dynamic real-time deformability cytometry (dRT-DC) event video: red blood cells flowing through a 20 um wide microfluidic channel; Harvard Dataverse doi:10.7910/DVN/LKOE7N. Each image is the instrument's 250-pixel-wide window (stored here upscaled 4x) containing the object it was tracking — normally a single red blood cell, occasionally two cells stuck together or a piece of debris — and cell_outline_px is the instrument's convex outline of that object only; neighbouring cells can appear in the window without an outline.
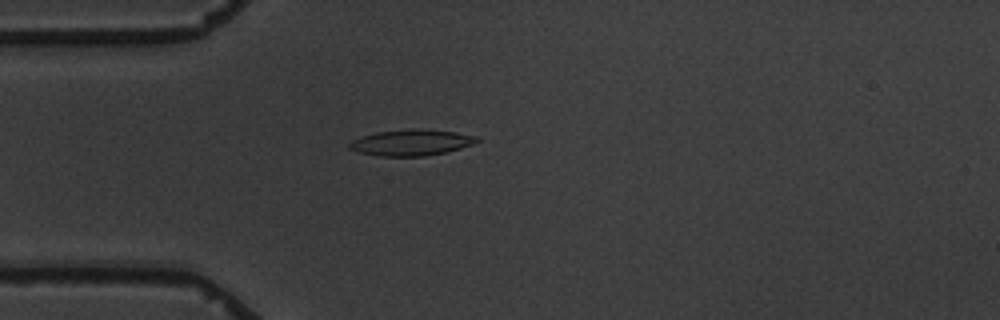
{"species": "common noctule bat (a hibernating species)", "species_latin": "Nyctalus noctula", "temperature_condition": "warm", "stored_images_in_passage": 3, "camera_frame_rate_fps": 3000, "um_per_image_px": 0.085, "animal": {"sex": "male", "body_mass_g": 19.5, "forearm_length_mm": 54.6}, "frame": {"image": 1, "passage_image": 2, "time_ms": 1.333, "image_size_px": [1000, 320], "cell_outline_px": [[480, 140], [472, 144], [460, 148], [444, 152], [424, 156], [380, 156], [356, 152], [348, 148], [348, 144], [352, 140], [376, 132], [412, 128], [456, 132], [476, 136]], "centroid_in_image_um": [34.92, 12.11], "position_along_channel_um": 50.1, "area_um2": 19.25}}